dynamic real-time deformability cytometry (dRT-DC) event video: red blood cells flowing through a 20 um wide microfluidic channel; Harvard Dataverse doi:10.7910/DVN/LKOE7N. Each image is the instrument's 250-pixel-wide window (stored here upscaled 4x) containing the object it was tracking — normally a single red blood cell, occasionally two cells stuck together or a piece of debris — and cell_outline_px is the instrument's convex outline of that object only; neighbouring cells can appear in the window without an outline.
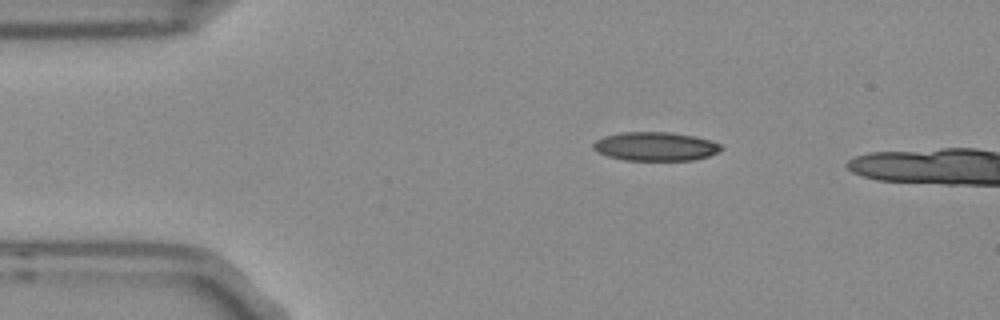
{"species": "Egyptian fruit bat (a non-hibernating species)", "species_latin": "Rousettus aegyptiacus", "temperature_condition": "room temperature", "stored_images_in_passage": 9, "camera_frame_rate_fps": 3000, "um_per_image_px": 0.085, "frame": {"image": 1, "passage_image": 6, "time_ms": 1.667, "image_size_px": [1000, 320], "cell_outline_px": [[724, 148], [708, 156], [692, 160], [628, 160], [608, 156], [592, 148], [592, 144], [596, 140], [604, 136], [620, 132], [668, 132], [692, 136], [708, 140], [720, 144]], "centroid_in_image_um": [55.68, 12.44], "position_along_channel_um": 29.3, "area_um2": 21.15}}